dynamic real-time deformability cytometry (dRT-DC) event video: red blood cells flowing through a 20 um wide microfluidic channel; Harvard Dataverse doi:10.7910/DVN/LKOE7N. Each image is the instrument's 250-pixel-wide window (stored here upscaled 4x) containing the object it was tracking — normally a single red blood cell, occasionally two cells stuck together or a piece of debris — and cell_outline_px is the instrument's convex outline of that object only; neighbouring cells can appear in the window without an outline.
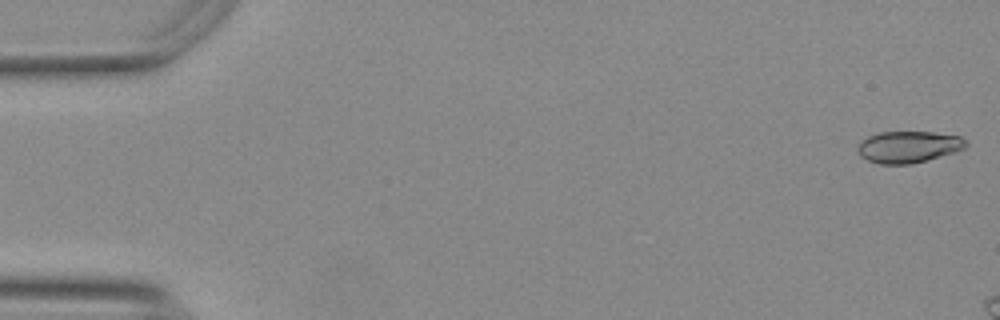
{"species": "Egyptian fruit bat (a non-hibernating species)", "species_latin": "Rousettus aegyptiacus", "temperature_condition": "warm", "stored_images_in_passage": 8, "camera_frame_rate_fps": 3000, "um_per_image_px": 0.085, "animal": {"sex": "female"}, "frame": {"image": 1, "passage_image": 1, "time_ms": 0.0, "image_size_px": [1000, 320], "cell_outline_px": [[968, 144], [964, 148], [956, 152], [928, 160], [912, 164], [880, 164], [868, 160], [860, 156], [856, 148], [868, 136], [876, 132], [932, 132], [960, 136], [968, 140]], "centroid_in_image_um": [77.25, 12.49], "position_along_channel_um": 7.8, "area_um2": 20.11}}